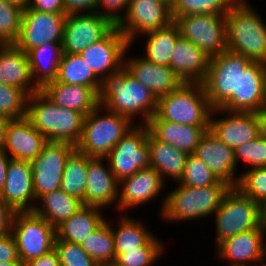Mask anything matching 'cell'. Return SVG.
I'll list each match as a JSON object with an SVG mask.
<instances>
[{
    "instance_id": "obj_1",
    "label": "cell",
    "mask_w": 266,
    "mask_h": 266,
    "mask_svg": "<svg viewBox=\"0 0 266 266\" xmlns=\"http://www.w3.org/2000/svg\"><path fill=\"white\" fill-rule=\"evenodd\" d=\"M157 102L150 89L137 81L125 66L102 81L99 104L134 124H137L135 117L141 116L143 120L138 124L146 125L156 114Z\"/></svg>"
},
{
    "instance_id": "obj_2",
    "label": "cell",
    "mask_w": 266,
    "mask_h": 266,
    "mask_svg": "<svg viewBox=\"0 0 266 266\" xmlns=\"http://www.w3.org/2000/svg\"><path fill=\"white\" fill-rule=\"evenodd\" d=\"M226 31L229 51L266 63V22L247 0L230 5Z\"/></svg>"
},
{
    "instance_id": "obj_3",
    "label": "cell",
    "mask_w": 266,
    "mask_h": 266,
    "mask_svg": "<svg viewBox=\"0 0 266 266\" xmlns=\"http://www.w3.org/2000/svg\"><path fill=\"white\" fill-rule=\"evenodd\" d=\"M162 198L161 217L169 222L191 221L207 218L220 207L231 186L219 180L207 187H191L178 184Z\"/></svg>"
},
{
    "instance_id": "obj_4",
    "label": "cell",
    "mask_w": 266,
    "mask_h": 266,
    "mask_svg": "<svg viewBox=\"0 0 266 266\" xmlns=\"http://www.w3.org/2000/svg\"><path fill=\"white\" fill-rule=\"evenodd\" d=\"M26 117L49 141H62L75 146L80 141L84 115L57 106L40 90L28 96Z\"/></svg>"
},
{
    "instance_id": "obj_5",
    "label": "cell",
    "mask_w": 266,
    "mask_h": 266,
    "mask_svg": "<svg viewBox=\"0 0 266 266\" xmlns=\"http://www.w3.org/2000/svg\"><path fill=\"white\" fill-rule=\"evenodd\" d=\"M134 125L127 117L99 104L84 116L82 135L76 150L89 157L105 158Z\"/></svg>"
},
{
    "instance_id": "obj_6",
    "label": "cell",
    "mask_w": 266,
    "mask_h": 266,
    "mask_svg": "<svg viewBox=\"0 0 266 266\" xmlns=\"http://www.w3.org/2000/svg\"><path fill=\"white\" fill-rule=\"evenodd\" d=\"M212 110L202 83L183 82L158 99L155 115L178 124L210 127Z\"/></svg>"
},
{
    "instance_id": "obj_7",
    "label": "cell",
    "mask_w": 266,
    "mask_h": 266,
    "mask_svg": "<svg viewBox=\"0 0 266 266\" xmlns=\"http://www.w3.org/2000/svg\"><path fill=\"white\" fill-rule=\"evenodd\" d=\"M214 215L216 247L227 238L259 227V204L237 187L225 194Z\"/></svg>"
},
{
    "instance_id": "obj_8",
    "label": "cell",
    "mask_w": 266,
    "mask_h": 266,
    "mask_svg": "<svg viewBox=\"0 0 266 266\" xmlns=\"http://www.w3.org/2000/svg\"><path fill=\"white\" fill-rule=\"evenodd\" d=\"M252 62L248 57L229 50L210 59L203 86L213 109L220 108L239 90L240 72Z\"/></svg>"
},
{
    "instance_id": "obj_9",
    "label": "cell",
    "mask_w": 266,
    "mask_h": 266,
    "mask_svg": "<svg viewBox=\"0 0 266 266\" xmlns=\"http://www.w3.org/2000/svg\"><path fill=\"white\" fill-rule=\"evenodd\" d=\"M11 233L21 264L55 248L56 228L33 211L15 212Z\"/></svg>"
},
{
    "instance_id": "obj_10",
    "label": "cell",
    "mask_w": 266,
    "mask_h": 266,
    "mask_svg": "<svg viewBox=\"0 0 266 266\" xmlns=\"http://www.w3.org/2000/svg\"><path fill=\"white\" fill-rule=\"evenodd\" d=\"M180 35L210 58L227 51L226 14H191L177 17Z\"/></svg>"
},
{
    "instance_id": "obj_11",
    "label": "cell",
    "mask_w": 266,
    "mask_h": 266,
    "mask_svg": "<svg viewBox=\"0 0 266 266\" xmlns=\"http://www.w3.org/2000/svg\"><path fill=\"white\" fill-rule=\"evenodd\" d=\"M147 125L135 124L105 157L118 181L150 167Z\"/></svg>"
},
{
    "instance_id": "obj_12",
    "label": "cell",
    "mask_w": 266,
    "mask_h": 266,
    "mask_svg": "<svg viewBox=\"0 0 266 266\" xmlns=\"http://www.w3.org/2000/svg\"><path fill=\"white\" fill-rule=\"evenodd\" d=\"M75 150V145L62 141L47 140L43 144L40 154L30 162L36 202L46 193L61 189L66 161Z\"/></svg>"
},
{
    "instance_id": "obj_13",
    "label": "cell",
    "mask_w": 266,
    "mask_h": 266,
    "mask_svg": "<svg viewBox=\"0 0 266 266\" xmlns=\"http://www.w3.org/2000/svg\"><path fill=\"white\" fill-rule=\"evenodd\" d=\"M173 22L171 6L163 0H130L123 19L116 25L129 44L135 38ZM142 33V34H141Z\"/></svg>"
},
{
    "instance_id": "obj_14",
    "label": "cell",
    "mask_w": 266,
    "mask_h": 266,
    "mask_svg": "<svg viewBox=\"0 0 266 266\" xmlns=\"http://www.w3.org/2000/svg\"><path fill=\"white\" fill-rule=\"evenodd\" d=\"M132 45L114 26L102 39L87 47L79 55L94 74L103 81L124 66L125 56Z\"/></svg>"
},
{
    "instance_id": "obj_15",
    "label": "cell",
    "mask_w": 266,
    "mask_h": 266,
    "mask_svg": "<svg viewBox=\"0 0 266 266\" xmlns=\"http://www.w3.org/2000/svg\"><path fill=\"white\" fill-rule=\"evenodd\" d=\"M66 14L24 9L20 34L14 45L28 53L48 42H63Z\"/></svg>"
},
{
    "instance_id": "obj_16",
    "label": "cell",
    "mask_w": 266,
    "mask_h": 266,
    "mask_svg": "<svg viewBox=\"0 0 266 266\" xmlns=\"http://www.w3.org/2000/svg\"><path fill=\"white\" fill-rule=\"evenodd\" d=\"M114 25L97 12L68 14L63 33V53L80 54L102 39Z\"/></svg>"
},
{
    "instance_id": "obj_17",
    "label": "cell",
    "mask_w": 266,
    "mask_h": 266,
    "mask_svg": "<svg viewBox=\"0 0 266 266\" xmlns=\"http://www.w3.org/2000/svg\"><path fill=\"white\" fill-rule=\"evenodd\" d=\"M217 113L222 114L223 118L214 117ZM210 130L233 150L259 136L255 113L232 112L222 108L212 110Z\"/></svg>"
},
{
    "instance_id": "obj_18",
    "label": "cell",
    "mask_w": 266,
    "mask_h": 266,
    "mask_svg": "<svg viewBox=\"0 0 266 266\" xmlns=\"http://www.w3.org/2000/svg\"><path fill=\"white\" fill-rule=\"evenodd\" d=\"M165 184L152 167L140 169L132 176L122 179L119 181L118 211L123 213L151 202L158 195L161 196Z\"/></svg>"
},
{
    "instance_id": "obj_19",
    "label": "cell",
    "mask_w": 266,
    "mask_h": 266,
    "mask_svg": "<svg viewBox=\"0 0 266 266\" xmlns=\"http://www.w3.org/2000/svg\"><path fill=\"white\" fill-rule=\"evenodd\" d=\"M194 155L206 164L218 180L231 187H237L240 175L236 173L234 150L216 137L210 129L201 136Z\"/></svg>"
},
{
    "instance_id": "obj_20",
    "label": "cell",
    "mask_w": 266,
    "mask_h": 266,
    "mask_svg": "<svg viewBox=\"0 0 266 266\" xmlns=\"http://www.w3.org/2000/svg\"><path fill=\"white\" fill-rule=\"evenodd\" d=\"M0 197L15 211H33L36 205L31 163L10 159Z\"/></svg>"
},
{
    "instance_id": "obj_21",
    "label": "cell",
    "mask_w": 266,
    "mask_h": 266,
    "mask_svg": "<svg viewBox=\"0 0 266 266\" xmlns=\"http://www.w3.org/2000/svg\"><path fill=\"white\" fill-rule=\"evenodd\" d=\"M265 236L260 227L239 233L222 241L215 254L219 259L229 260V266H255L266 255Z\"/></svg>"
},
{
    "instance_id": "obj_22",
    "label": "cell",
    "mask_w": 266,
    "mask_h": 266,
    "mask_svg": "<svg viewBox=\"0 0 266 266\" xmlns=\"http://www.w3.org/2000/svg\"><path fill=\"white\" fill-rule=\"evenodd\" d=\"M106 158L88 156L85 205L102 209L115 204L119 196V181L111 171Z\"/></svg>"
},
{
    "instance_id": "obj_23",
    "label": "cell",
    "mask_w": 266,
    "mask_h": 266,
    "mask_svg": "<svg viewBox=\"0 0 266 266\" xmlns=\"http://www.w3.org/2000/svg\"><path fill=\"white\" fill-rule=\"evenodd\" d=\"M266 63L252 61L240 72L239 90L220 108L232 112H256L261 109Z\"/></svg>"
},
{
    "instance_id": "obj_24",
    "label": "cell",
    "mask_w": 266,
    "mask_h": 266,
    "mask_svg": "<svg viewBox=\"0 0 266 266\" xmlns=\"http://www.w3.org/2000/svg\"><path fill=\"white\" fill-rule=\"evenodd\" d=\"M124 66L137 81L150 89L157 100L183 83L170 66L157 65L146 59L144 55L125 57Z\"/></svg>"
},
{
    "instance_id": "obj_25",
    "label": "cell",
    "mask_w": 266,
    "mask_h": 266,
    "mask_svg": "<svg viewBox=\"0 0 266 266\" xmlns=\"http://www.w3.org/2000/svg\"><path fill=\"white\" fill-rule=\"evenodd\" d=\"M46 141L45 136L24 117L9 121L2 149L11 159L31 162L40 154Z\"/></svg>"
},
{
    "instance_id": "obj_26",
    "label": "cell",
    "mask_w": 266,
    "mask_h": 266,
    "mask_svg": "<svg viewBox=\"0 0 266 266\" xmlns=\"http://www.w3.org/2000/svg\"><path fill=\"white\" fill-rule=\"evenodd\" d=\"M210 59L198 46L180 36L173 50L170 67L184 83H203Z\"/></svg>"
},
{
    "instance_id": "obj_27",
    "label": "cell",
    "mask_w": 266,
    "mask_h": 266,
    "mask_svg": "<svg viewBox=\"0 0 266 266\" xmlns=\"http://www.w3.org/2000/svg\"><path fill=\"white\" fill-rule=\"evenodd\" d=\"M146 125L156 140L172 145L188 155L194 154L201 136L210 129L160 120L156 115Z\"/></svg>"
},
{
    "instance_id": "obj_28",
    "label": "cell",
    "mask_w": 266,
    "mask_h": 266,
    "mask_svg": "<svg viewBox=\"0 0 266 266\" xmlns=\"http://www.w3.org/2000/svg\"><path fill=\"white\" fill-rule=\"evenodd\" d=\"M0 83L18 87L28 96L40 90L33 82L27 53L15 45L0 46Z\"/></svg>"
},
{
    "instance_id": "obj_29",
    "label": "cell",
    "mask_w": 266,
    "mask_h": 266,
    "mask_svg": "<svg viewBox=\"0 0 266 266\" xmlns=\"http://www.w3.org/2000/svg\"><path fill=\"white\" fill-rule=\"evenodd\" d=\"M40 91L57 106L76 110L84 116L99 105V94L84 85L63 84L55 80L45 84Z\"/></svg>"
},
{
    "instance_id": "obj_30",
    "label": "cell",
    "mask_w": 266,
    "mask_h": 266,
    "mask_svg": "<svg viewBox=\"0 0 266 266\" xmlns=\"http://www.w3.org/2000/svg\"><path fill=\"white\" fill-rule=\"evenodd\" d=\"M102 210L99 207L84 205L56 227V239L80 244L107 220Z\"/></svg>"
},
{
    "instance_id": "obj_31",
    "label": "cell",
    "mask_w": 266,
    "mask_h": 266,
    "mask_svg": "<svg viewBox=\"0 0 266 266\" xmlns=\"http://www.w3.org/2000/svg\"><path fill=\"white\" fill-rule=\"evenodd\" d=\"M149 147L150 167L154 168L163 181L175 179L176 183L183 174L188 154L172 145L156 140L150 133L147 138Z\"/></svg>"
},
{
    "instance_id": "obj_32",
    "label": "cell",
    "mask_w": 266,
    "mask_h": 266,
    "mask_svg": "<svg viewBox=\"0 0 266 266\" xmlns=\"http://www.w3.org/2000/svg\"><path fill=\"white\" fill-rule=\"evenodd\" d=\"M62 43H44L27 53L32 79L39 89L45 84L56 80L63 54Z\"/></svg>"
},
{
    "instance_id": "obj_33",
    "label": "cell",
    "mask_w": 266,
    "mask_h": 266,
    "mask_svg": "<svg viewBox=\"0 0 266 266\" xmlns=\"http://www.w3.org/2000/svg\"><path fill=\"white\" fill-rule=\"evenodd\" d=\"M38 201L41 205L36 203L33 212L55 228L84 206L81 200L66 194L62 189L46 193Z\"/></svg>"
},
{
    "instance_id": "obj_34",
    "label": "cell",
    "mask_w": 266,
    "mask_h": 266,
    "mask_svg": "<svg viewBox=\"0 0 266 266\" xmlns=\"http://www.w3.org/2000/svg\"><path fill=\"white\" fill-rule=\"evenodd\" d=\"M144 36L146 37L144 57L157 65L170 66L176 41L181 36L178 25L173 21L168 26Z\"/></svg>"
},
{
    "instance_id": "obj_35",
    "label": "cell",
    "mask_w": 266,
    "mask_h": 266,
    "mask_svg": "<svg viewBox=\"0 0 266 266\" xmlns=\"http://www.w3.org/2000/svg\"><path fill=\"white\" fill-rule=\"evenodd\" d=\"M56 81L69 85L92 87L98 94L102 81L94 74L79 54L63 53Z\"/></svg>"
},
{
    "instance_id": "obj_36",
    "label": "cell",
    "mask_w": 266,
    "mask_h": 266,
    "mask_svg": "<svg viewBox=\"0 0 266 266\" xmlns=\"http://www.w3.org/2000/svg\"><path fill=\"white\" fill-rule=\"evenodd\" d=\"M124 214L119 219L118 228L112 227L116 253L141 247L154 235L141 221Z\"/></svg>"
},
{
    "instance_id": "obj_37",
    "label": "cell",
    "mask_w": 266,
    "mask_h": 266,
    "mask_svg": "<svg viewBox=\"0 0 266 266\" xmlns=\"http://www.w3.org/2000/svg\"><path fill=\"white\" fill-rule=\"evenodd\" d=\"M88 156L75 150L67 159L61 189L68 195L78 198L85 205Z\"/></svg>"
},
{
    "instance_id": "obj_38",
    "label": "cell",
    "mask_w": 266,
    "mask_h": 266,
    "mask_svg": "<svg viewBox=\"0 0 266 266\" xmlns=\"http://www.w3.org/2000/svg\"><path fill=\"white\" fill-rule=\"evenodd\" d=\"M80 246L98 264L115 261L116 252L110 221H104Z\"/></svg>"
},
{
    "instance_id": "obj_39",
    "label": "cell",
    "mask_w": 266,
    "mask_h": 266,
    "mask_svg": "<svg viewBox=\"0 0 266 266\" xmlns=\"http://www.w3.org/2000/svg\"><path fill=\"white\" fill-rule=\"evenodd\" d=\"M164 244L153 235L143 246L116 253L115 261L121 266H153L164 255ZM153 264V265H152Z\"/></svg>"
},
{
    "instance_id": "obj_40",
    "label": "cell",
    "mask_w": 266,
    "mask_h": 266,
    "mask_svg": "<svg viewBox=\"0 0 266 266\" xmlns=\"http://www.w3.org/2000/svg\"><path fill=\"white\" fill-rule=\"evenodd\" d=\"M235 0H174L171 6L173 21L191 14H226Z\"/></svg>"
},
{
    "instance_id": "obj_41",
    "label": "cell",
    "mask_w": 266,
    "mask_h": 266,
    "mask_svg": "<svg viewBox=\"0 0 266 266\" xmlns=\"http://www.w3.org/2000/svg\"><path fill=\"white\" fill-rule=\"evenodd\" d=\"M24 9L18 5L0 0V44L14 45L22 25Z\"/></svg>"
},
{
    "instance_id": "obj_42",
    "label": "cell",
    "mask_w": 266,
    "mask_h": 266,
    "mask_svg": "<svg viewBox=\"0 0 266 266\" xmlns=\"http://www.w3.org/2000/svg\"><path fill=\"white\" fill-rule=\"evenodd\" d=\"M28 95L20 88L0 83V115L10 120L27 116Z\"/></svg>"
},
{
    "instance_id": "obj_43",
    "label": "cell",
    "mask_w": 266,
    "mask_h": 266,
    "mask_svg": "<svg viewBox=\"0 0 266 266\" xmlns=\"http://www.w3.org/2000/svg\"><path fill=\"white\" fill-rule=\"evenodd\" d=\"M218 181L206 164L194 154H191L186 159L183 174L177 183L201 188L214 185Z\"/></svg>"
},
{
    "instance_id": "obj_44",
    "label": "cell",
    "mask_w": 266,
    "mask_h": 266,
    "mask_svg": "<svg viewBox=\"0 0 266 266\" xmlns=\"http://www.w3.org/2000/svg\"><path fill=\"white\" fill-rule=\"evenodd\" d=\"M237 188L258 204L266 201V167L243 171Z\"/></svg>"
},
{
    "instance_id": "obj_45",
    "label": "cell",
    "mask_w": 266,
    "mask_h": 266,
    "mask_svg": "<svg viewBox=\"0 0 266 266\" xmlns=\"http://www.w3.org/2000/svg\"><path fill=\"white\" fill-rule=\"evenodd\" d=\"M234 159L236 167L241 161L250 166L249 169L266 167V138L258 136L254 140L238 146L234 150Z\"/></svg>"
},
{
    "instance_id": "obj_46",
    "label": "cell",
    "mask_w": 266,
    "mask_h": 266,
    "mask_svg": "<svg viewBox=\"0 0 266 266\" xmlns=\"http://www.w3.org/2000/svg\"><path fill=\"white\" fill-rule=\"evenodd\" d=\"M61 266H98L80 244L56 239L55 248Z\"/></svg>"
},
{
    "instance_id": "obj_47",
    "label": "cell",
    "mask_w": 266,
    "mask_h": 266,
    "mask_svg": "<svg viewBox=\"0 0 266 266\" xmlns=\"http://www.w3.org/2000/svg\"><path fill=\"white\" fill-rule=\"evenodd\" d=\"M129 1L130 0H98L96 12L104 18H107L116 26L126 14ZM122 11L124 12L122 13Z\"/></svg>"
},
{
    "instance_id": "obj_48",
    "label": "cell",
    "mask_w": 266,
    "mask_h": 266,
    "mask_svg": "<svg viewBox=\"0 0 266 266\" xmlns=\"http://www.w3.org/2000/svg\"><path fill=\"white\" fill-rule=\"evenodd\" d=\"M0 261L20 262L17 244L12 233L0 236Z\"/></svg>"
},
{
    "instance_id": "obj_49",
    "label": "cell",
    "mask_w": 266,
    "mask_h": 266,
    "mask_svg": "<svg viewBox=\"0 0 266 266\" xmlns=\"http://www.w3.org/2000/svg\"><path fill=\"white\" fill-rule=\"evenodd\" d=\"M98 0H63L65 14L93 13L97 11Z\"/></svg>"
},
{
    "instance_id": "obj_50",
    "label": "cell",
    "mask_w": 266,
    "mask_h": 266,
    "mask_svg": "<svg viewBox=\"0 0 266 266\" xmlns=\"http://www.w3.org/2000/svg\"><path fill=\"white\" fill-rule=\"evenodd\" d=\"M28 8L45 13L65 14L63 0H30Z\"/></svg>"
},
{
    "instance_id": "obj_51",
    "label": "cell",
    "mask_w": 266,
    "mask_h": 266,
    "mask_svg": "<svg viewBox=\"0 0 266 266\" xmlns=\"http://www.w3.org/2000/svg\"><path fill=\"white\" fill-rule=\"evenodd\" d=\"M15 211L0 197V236L11 233Z\"/></svg>"
},
{
    "instance_id": "obj_52",
    "label": "cell",
    "mask_w": 266,
    "mask_h": 266,
    "mask_svg": "<svg viewBox=\"0 0 266 266\" xmlns=\"http://www.w3.org/2000/svg\"><path fill=\"white\" fill-rule=\"evenodd\" d=\"M22 266H61L58 253L55 249L39 258L29 260Z\"/></svg>"
},
{
    "instance_id": "obj_53",
    "label": "cell",
    "mask_w": 266,
    "mask_h": 266,
    "mask_svg": "<svg viewBox=\"0 0 266 266\" xmlns=\"http://www.w3.org/2000/svg\"><path fill=\"white\" fill-rule=\"evenodd\" d=\"M10 159V156L3 149H0V193L2 192L6 181L7 167Z\"/></svg>"
},
{
    "instance_id": "obj_54",
    "label": "cell",
    "mask_w": 266,
    "mask_h": 266,
    "mask_svg": "<svg viewBox=\"0 0 266 266\" xmlns=\"http://www.w3.org/2000/svg\"><path fill=\"white\" fill-rule=\"evenodd\" d=\"M254 113L258 123V134L259 136L266 138V110L259 109Z\"/></svg>"
},
{
    "instance_id": "obj_55",
    "label": "cell",
    "mask_w": 266,
    "mask_h": 266,
    "mask_svg": "<svg viewBox=\"0 0 266 266\" xmlns=\"http://www.w3.org/2000/svg\"><path fill=\"white\" fill-rule=\"evenodd\" d=\"M259 227L266 235V201L259 204Z\"/></svg>"
},
{
    "instance_id": "obj_56",
    "label": "cell",
    "mask_w": 266,
    "mask_h": 266,
    "mask_svg": "<svg viewBox=\"0 0 266 266\" xmlns=\"http://www.w3.org/2000/svg\"><path fill=\"white\" fill-rule=\"evenodd\" d=\"M9 121L10 119L7 117L0 115V149L3 148L5 142V135Z\"/></svg>"
},
{
    "instance_id": "obj_57",
    "label": "cell",
    "mask_w": 266,
    "mask_h": 266,
    "mask_svg": "<svg viewBox=\"0 0 266 266\" xmlns=\"http://www.w3.org/2000/svg\"><path fill=\"white\" fill-rule=\"evenodd\" d=\"M10 3H13L15 5H18L22 7L23 9L28 8L30 0H7Z\"/></svg>"
},
{
    "instance_id": "obj_58",
    "label": "cell",
    "mask_w": 266,
    "mask_h": 266,
    "mask_svg": "<svg viewBox=\"0 0 266 266\" xmlns=\"http://www.w3.org/2000/svg\"><path fill=\"white\" fill-rule=\"evenodd\" d=\"M261 109L266 110V76H265L264 83H263V98H262V103H261Z\"/></svg>"
},
{
    "instance_id": "obj_59",
    "label": "cell",
    "mask_w": 266,
    "mask_h": 266,
    "mask_svg": "<svg viewBox=\"0 0 266 266\" xmlns=\"http://www.w3.org/2000/svg\"><path fill=\"white\" fill-rule=\"evenodd\" d=\"M0 266H22L21 262L0 261Z\"/></svg>"
},
{
    "instance_id": "obj_60",
    "label": "cell",
    "mask_w": 266,
    "mask_h": 266,
    "mask_svg": "<svg viewBox=\"0 0 266 266\" xmlns=\"http://www.w3.org/2000/svg\"><path fill=\"white\" fill-rule=\"evenodd\" d=\"M98 266H121V265L118 264L116 261H112V262L98 264Z\"/></svg>"
},
{
    "instance_id": "obj_61",
    "label": "cell",
    "mask_w": 266,
    "mask_h": 266,
    "mask_svg": "<svg viewBox=\"0 0 266 266\" xmlns=\"http://www.w3.org/2000/svg\"><path fill=\"white\" fill-rule=\"evenodd\" d=\"M265 260H266V255H264L258 262H257V264L255 265V266H266V262H265ZM258 263H259V265H258ZM260 263H261V265H260Z\"/></svg>"
},
{
    "instance_id": "obj_62",
    "label": "cell",
    "mask_w": 266,
    "mask_h": 266,
    "mask_svg": "<svg viewBox=\"0 0 266 266\" xmlns=\"http://www.w3.org/2000/svg\"><path fill=\"white\" fill-rule=\"evenodd\" d=\"M163 1L167 2L170 6H172L174 0H163Z\"/></svg>"
}]
</instances>
